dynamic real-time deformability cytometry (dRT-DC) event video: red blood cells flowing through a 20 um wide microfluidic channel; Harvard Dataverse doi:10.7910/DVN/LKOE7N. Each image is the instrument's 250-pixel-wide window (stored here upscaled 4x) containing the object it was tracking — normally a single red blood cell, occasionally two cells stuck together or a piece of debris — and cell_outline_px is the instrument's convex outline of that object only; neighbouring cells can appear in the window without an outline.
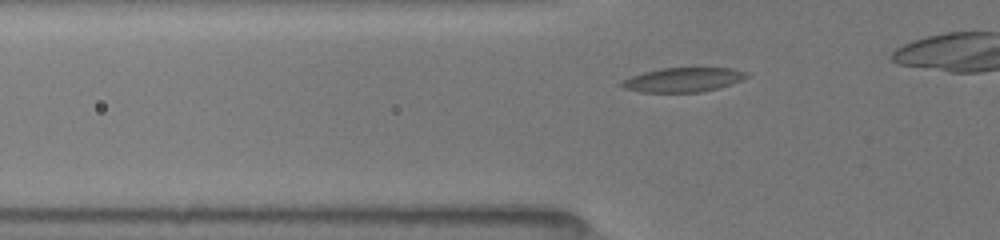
{"species": "common noctule bat (a hibernating species)", "species_latin": "Nyctalus noctula", "temperature_condition": "room temperature", "stored_images_in_passage": 12, "camera_frame_rate_fps": 3000, "um_per_image_px": 0.085, "animal": {"sex": "female", "body_mass_g": 19.5, "forearm_length_mm": 54.1}, "frame": {"image": 1, "passage_image": 5, "time_ms": 1.333, "image_size_px": [1000, 240], "cell_outline_px": [[748, 76], [740, 80], [716, 88], [700, 92], [640, 92], [624, 88], [620, 84], [620, 80], [644, 72], [660, 68], [732, 68], [748, 72]], "centroid_in_image_um": [58.01, 6.77], "position_along_channel_um": 67.8, "area_um2": 17.51}}
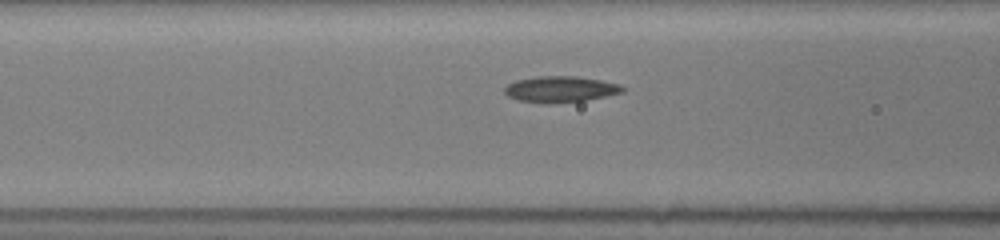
{"frame": {"image": 2, "passage_image": 10, "time_ms": 2.667, "image_size_px": [1000, 240], "cell_outline_px": [[624, 92], [584, 100], [552, 104], [544, 104], [520, 100], [508, 96], [504, 92], [504, 88], [508, 84], [516, 80], [536, 76], [576, 76], [600, 80], [620, 84], [624, 88]], "centroid_in_image_um": [47.61, 7.58], "position_along_channel_um": 119.0, "area_um2": 17.92}}